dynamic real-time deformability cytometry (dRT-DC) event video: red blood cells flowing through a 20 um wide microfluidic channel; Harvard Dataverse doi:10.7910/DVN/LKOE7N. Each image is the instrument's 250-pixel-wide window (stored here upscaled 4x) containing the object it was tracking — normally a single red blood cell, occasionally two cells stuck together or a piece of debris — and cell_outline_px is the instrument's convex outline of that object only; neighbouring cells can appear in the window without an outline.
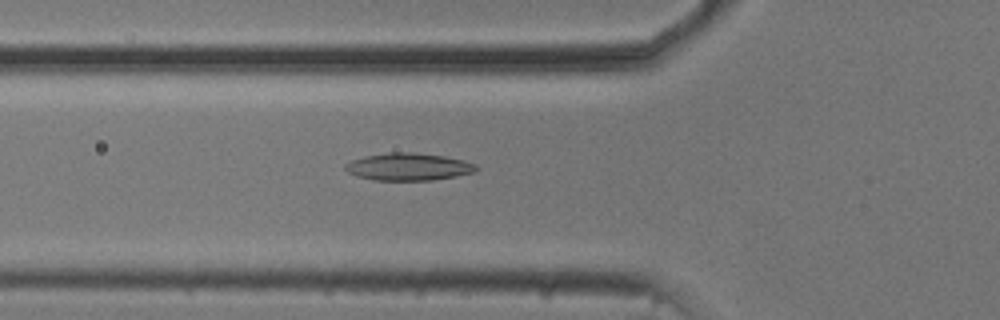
{"species": "common noctule bat (a hibernating species)", "species_latin": "Nyctalus noctula", "temperature_condition": "cold", "stored_images_in_passage": 54, "camera_frame_rate_fps": 3000, "um_per_image_px": 0.085, "animal": {"sex": "male", "body_mass_g": 20.5, "forearm_length_mm": 52.5}, "frame": {"image": 1, "passage_image": 19, "time_ms": 6.0, "image_size_px": [1000, 320], "cell_outline_px": [[480, 168], [476, 172], [456, 176], [432, 180], [372, 180], [356, 176], [348, 172], [344, 168], [344, 164], [352, 160], [364, 156], [388, 152], [412, 152], [444, 156], [464, 160], [476, 164]], "centroid_in_image_um": [34.73, 14.17], "position_along_channel_um": 91.1, "area_um2": 21.1}}
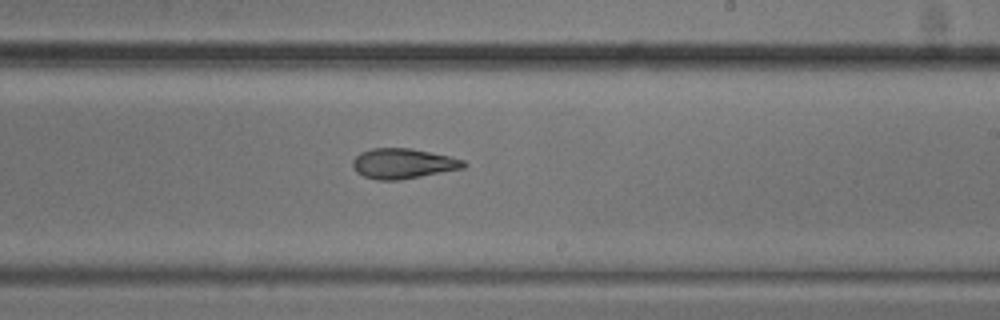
{"frame": {"image": 2, "passage_image": 32, "time_ms": 10.333, "image_size_px": [1000, 320], "cell_outline_px": [[468, 164], [464, 168], [400, 180], [376, 180], [364, 176], [356, 172], [352, 168], [352, 160], [360, 152], [372, 148], [412, 148], [448, 156], [464, 160]], "centroid_in_image_um": [34.23, 13.9], "position_along_channel_um": 254.8, "area_um2": 19.59}}
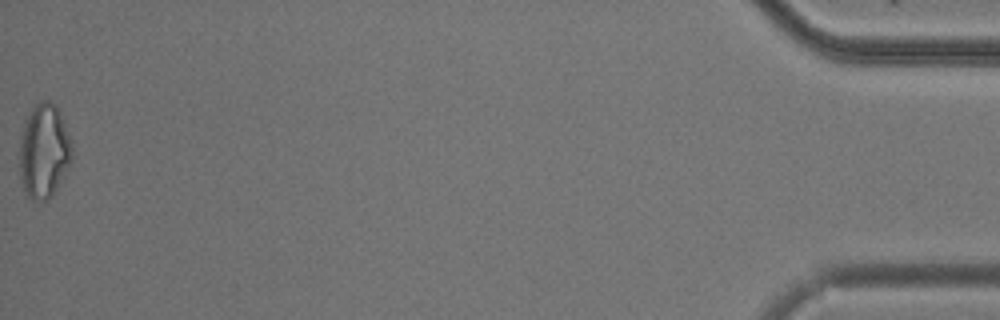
{"frame": {"image": 3, "passage_image": 54, "time_ms": 17.667, "image_size_px": [1000, 320], "cell_outline_px": [[72, 160], [52, 196], [48, 200], [32, 200], [24, 192], [20, 176], [20, 136], [24, 120], [32, 108], [40, 100], [48, 100], [56, 104], [60, 112], [72, 140]], "centroid_in_image_um": [3.74, 12.81], "position_along_channel_um": 431.5, "area_um2": 29.19}, "authors_computed_cell_mechanics": {"area_um2": 21.0392, "velocity_mm_per_s": 3.7621, "shape_relaxation_time_tau1_ms": 7.8016, "shape_relaxation_time_tau2_ms": 3.919, "deformation_change_tau1": 0.175, "deformation_change_tau2": 0.1161}}